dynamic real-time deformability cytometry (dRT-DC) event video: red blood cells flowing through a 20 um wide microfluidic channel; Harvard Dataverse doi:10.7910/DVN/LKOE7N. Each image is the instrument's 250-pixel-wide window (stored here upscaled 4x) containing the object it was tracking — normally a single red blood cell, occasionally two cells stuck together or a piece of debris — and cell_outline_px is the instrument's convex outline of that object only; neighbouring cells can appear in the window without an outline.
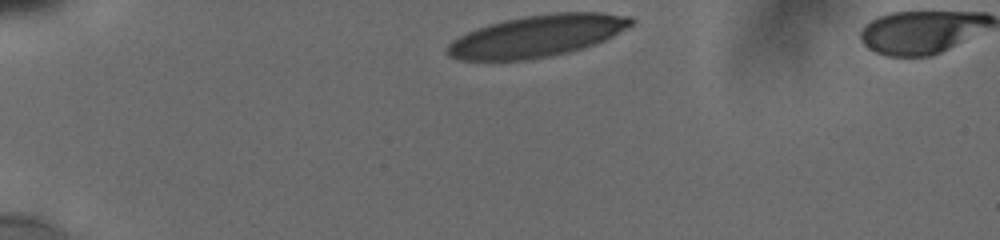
{"species": "human", "species_latin": "Homo sapiens", "temperature_condition": "cold", "stored_images_in_passage": 52, "camera_frame_rate_fps": 3000, "um_per_image_px": 0.085, "donor": {"sex": "male"}, "frame": {"image": 1, "passage_image": 1, "time_ms": 0.0, "image_size_px": [1000, 240], "cell_outline_px": [[636, 20], [632, 24], [612, 36], [604, 40], [568, 52], [548, 56], [524, 60], [460, 60], [448, 56], [448, 44], [452, 40], [476, 28], [488, 24], [504, 20], [524, 16], [556, 12], [604, 12], [632, 16]], "centroid_in_image_um": [45.66, 3.04], "position_along_channel_um": 39.3, "area_um2": 44.51}}
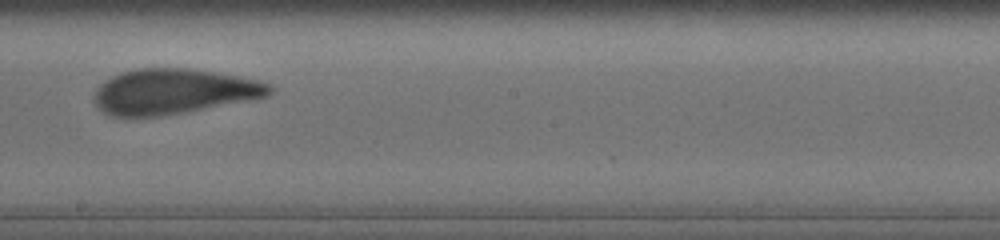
{"frame": {"image": 2, "passage_image": 26, "time_ms": 6.667, "image_size_px": [1000, 240], "cell_outline_px": [[276, 88], [268, 96], [200, 108], [152, 116], [116, 116], [104, 112], [96, 104], [96, 88], [104, 80], [120, 72], [136, 68], [188, 68], [216, 72], [240, 76], [272, 84]], "centroid_in_image_um": [14.76, 7.73], "position_along_channel_um": 233.4, "area_um2": 45.32}}
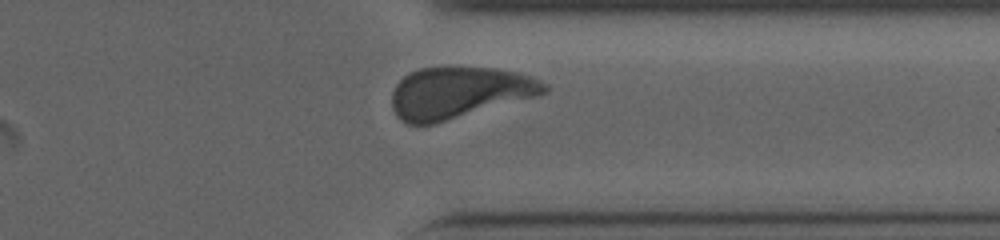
{"frame": {"image": 3, "passage_image": 47, "time_ms": 10.333, "image_size_px": [1000, 240], "cell_outline_px": [[548, 92], [536, 96], [436, 124], [408, 124], [400, 120], [396, 116], [392, 108], [392, 92], [396, 84], [408, 72], [420, 68], [496, 68], [520, 72], [532, 76], [548, 84]], "centroid_in_image_um": [39.02, 7.88], "position_along_channel_um": 372.4, "area_um2": 45.89}, "authors_computed_cell_mechanics": {"area_um2": 46.2111, "velocity_mm_per_s": 3.7994, "shape_relaxation_time_tau1_ms": 6.288, "shape_relaxation_time_tau2_ms": 1.0475, "deformation_change_tau1": 0.1878, "deformation_change_tau2": 0.0738}}